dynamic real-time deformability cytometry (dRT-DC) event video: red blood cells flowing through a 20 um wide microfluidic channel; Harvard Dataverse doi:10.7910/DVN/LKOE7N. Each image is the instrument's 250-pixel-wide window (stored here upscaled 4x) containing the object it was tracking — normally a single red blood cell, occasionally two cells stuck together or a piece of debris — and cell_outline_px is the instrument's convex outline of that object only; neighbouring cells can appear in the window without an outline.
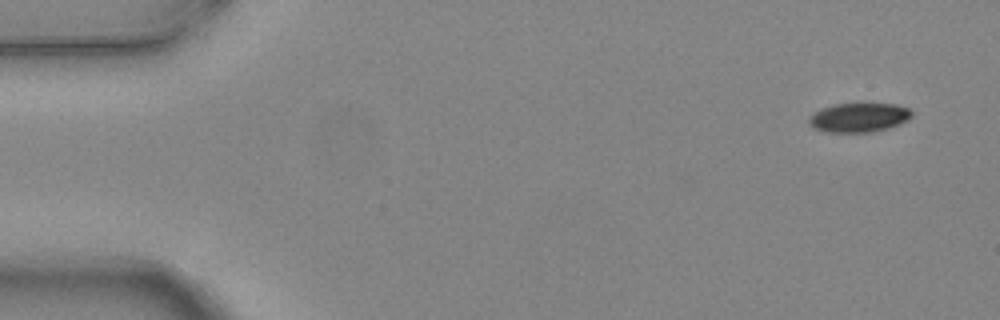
{"species": "common noctule bat (a hibernating species)", "species_latin": "Nyctalus noctula", "temperature_condition": "warm", "stored_images_in_passage": 5, "camera_frame_rate_fps": 3000, "um_per_image_px": 0.085, "animal": {"sex": "female", "body_mass_g": 24.6, "forearm_length_mm": 56.2}, "frame": {"image": 1, "passage_image": 1, "time_ms": 0.0, "image_size_px": [1000, 320], "cell_outline_px": [[912, 116], [908, 120], [900, 124], [888, 128], [872, 132], [828, 132], [812, 128], [808, 124], [808, 116], [820, 108], [836, 104], [896, 104], [908, 108], [912, 112]], "centroid_in_image_um": [72.97, 9.99], "position_along_channel_um": 12.0, "area_um2": 17.63}}